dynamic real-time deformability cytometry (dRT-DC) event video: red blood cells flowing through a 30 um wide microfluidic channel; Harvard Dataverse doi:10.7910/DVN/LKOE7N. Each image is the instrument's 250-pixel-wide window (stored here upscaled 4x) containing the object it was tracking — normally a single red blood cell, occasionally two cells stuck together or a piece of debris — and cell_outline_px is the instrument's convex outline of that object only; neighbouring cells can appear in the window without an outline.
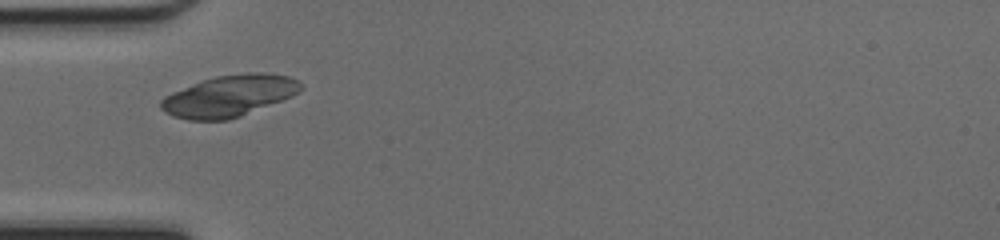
{"species": "common noctule bat (a hibernating species)", "species_latin": "Nyctalus noctula", "temperature_condition": "cold", "stored_images_in_passage": 20, "camera_frame_rate_fps": 3000, "um_per_image_px": 0.085, "animal": {"sex": "female", "body_mass_g": 17.0, "forearm_length_mm": 48.0}, "frame": {"image": 1, "passage_image": 1, "time_ms": 0.0, "image_size_px": [1000, 240], "cell_outline_px": [[304, 88], [300, 92], [292, 96], [240, 116], [228, 120], [188, 120], [172, 116], [160, 108], [160, 100], [164, 96], [172, 92], [204, 80], [216, 76], [248, 72], [268, 72], [288, 76], [296, 80]], "centroid_in_image_um": [19.48, 8.15], "position_along_channel_um": 65.5, "area_um2": 33.64}}